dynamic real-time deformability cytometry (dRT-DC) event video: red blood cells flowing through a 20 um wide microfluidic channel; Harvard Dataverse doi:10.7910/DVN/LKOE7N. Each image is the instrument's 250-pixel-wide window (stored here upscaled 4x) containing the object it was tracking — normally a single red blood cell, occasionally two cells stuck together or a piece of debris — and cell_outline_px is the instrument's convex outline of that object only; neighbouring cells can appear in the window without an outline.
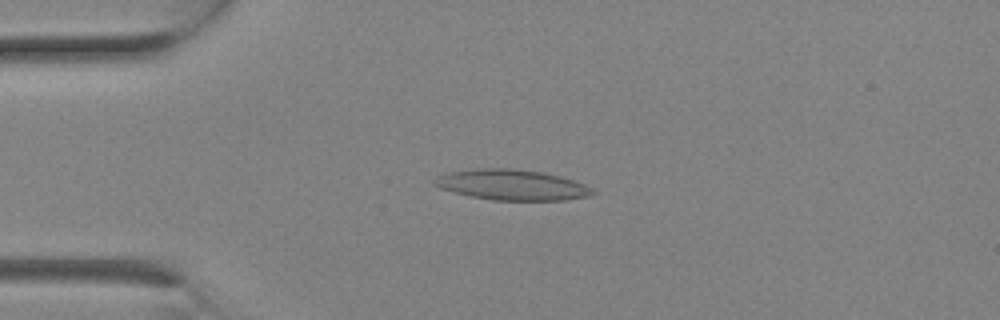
{"species": "Egyptian fruit bat (a non-hibernating species)", "species_latin": "Rousettus aegyptiacus", "temperature_condition": "room temperature", "stored_images_in_passage": 4, "camera_frame_rate_fps": 3000, "um_per_image_px": 0.085, "animal": {"sex": "female"}, "frame": {"image": 1, "passage_image": 4, "time_ms": 1.0, "image_size_px": [1000, 320], "cell_outline_px": [[596, 192], [588, 196], [564, 200], [492, 200], [472, 196], [440, 188], [432, 184], [432, 180], [436, 176], [452, 172], [480, 168], [512, 168], [540, 172], [560, 176], [584, 184], [592, 188]], "centroid_in_image_um": [43.5, 15.71], "position_along_channel_um": 41.5, "area_um2": 27.86}}